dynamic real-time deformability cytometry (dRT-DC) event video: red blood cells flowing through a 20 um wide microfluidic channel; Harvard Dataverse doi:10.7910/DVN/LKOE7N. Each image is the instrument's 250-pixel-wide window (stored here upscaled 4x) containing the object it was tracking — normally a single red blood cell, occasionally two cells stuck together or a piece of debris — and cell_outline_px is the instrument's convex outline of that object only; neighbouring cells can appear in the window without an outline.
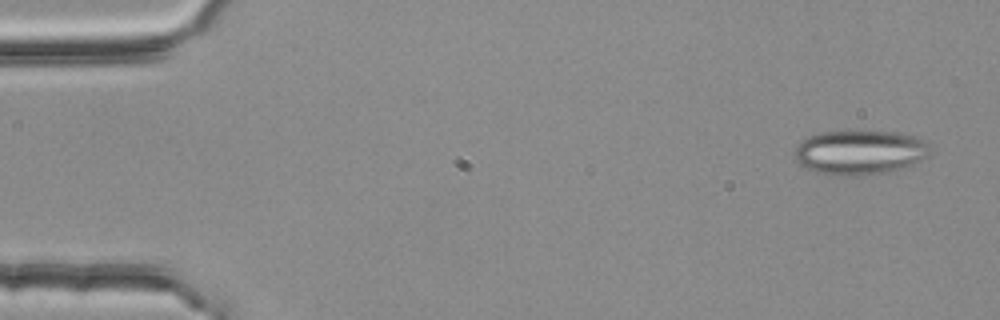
{"species": "common noctule bat (a hibernating species)", "species_latin": "Nyctalus noctula", "temperature_condition": "room temperature", "stored_images_in_passage": 54, "camera_frame_rate_fps": 3000, "um_per_image_px": 0.085, "animal": {"sex": "female", "body_mass_g": 25.1}, "frame": {"image": 1, "passage_image": 3, "time_ms": 0.667, "image_size_px": [1000, 320], "cell_outline_px": [[932, 152], [912, 164], [888, 172], [856, 176], [844, 176], [816, 172], [804, 168], [796, 160], [796, 144], [800, 140], [808, 136], [820, 132], [896, 132], [916, 136], [924, 140], [928, 144]], "centroid_in_image_um": [73.06, 12.95], "position_along_channel_um": 11.9, "area_um2": 34.97}}
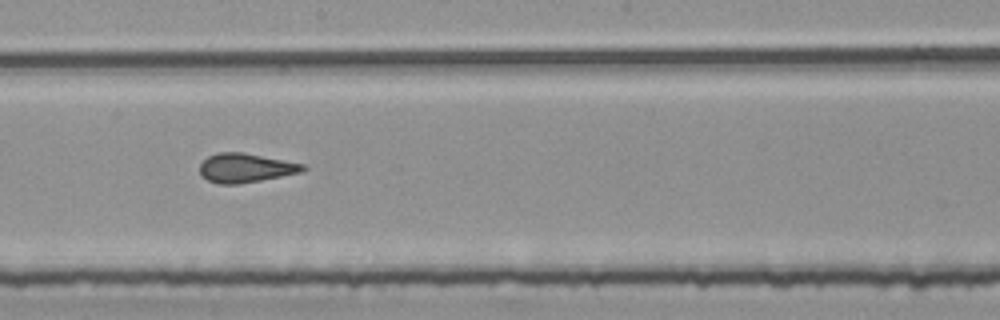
{"frame": {"image": 2, "passage_image": 30, "time_ms": 9.667, "image_size_px": [1000, 320], "cell_outline_px": [[308, 168], [304, 172], [260, 180], [236, 184], [216, 184], [200, 176], [200, 164], [208, 156], [216, 152], [244, 152], [304, 164]], "centroid_in_image_um": [20.87, 14.27], "position_along_channel_um": 227.3, "area_um2": 17.63}}
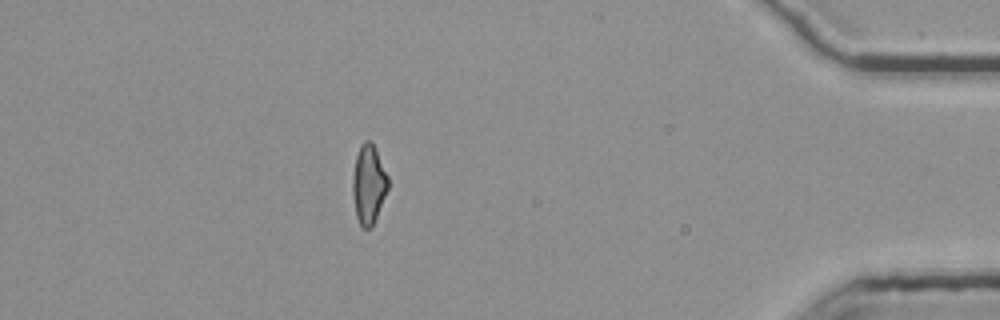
{"frame": {"image": 3, "passage_image": 48, "time_ms": 15.667, "image_size_px": [1000, 320], "cell_outline_px": [[388, 188], [376, 216], [372, 224], [368, 228], [360, 228], [356, 216], [352, 196], [352, 176], [356, 156], [360, 144], [364, 140], [372, 140], [388, 176]], "centroid_in_image_um": [31.3, 15.62], "position_along_channel_um": 403.9, "area_um2": 16.36}, "authors_computed_cell_mechanics": {"area_um2": 17.629, "velocity_mm_per_s": 3.777, "shape_relaxation_time_tau1_ms": null, "shape_relaxation_time_tau2_ms": 1.4113, "deformation_change_tau1": null, "deformation_change_tau2": 0.1203}}